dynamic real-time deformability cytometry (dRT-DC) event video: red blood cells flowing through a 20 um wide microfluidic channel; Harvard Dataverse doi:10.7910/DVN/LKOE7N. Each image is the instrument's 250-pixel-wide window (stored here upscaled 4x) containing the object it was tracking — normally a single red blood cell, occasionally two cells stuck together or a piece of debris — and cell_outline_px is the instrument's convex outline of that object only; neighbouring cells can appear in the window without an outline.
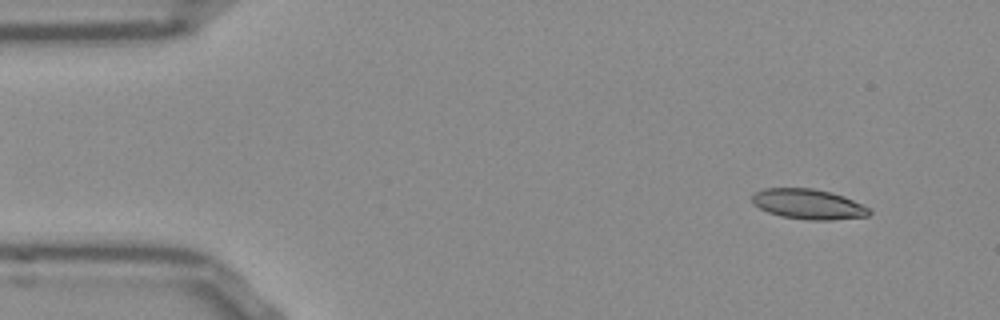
{"species": "Egyptian fruit bat (a non-hibernating species)", "species_latin": "Rousettus aegyptiacus", "temperature_condition": "room temperature", "stored_images_in_passage": 52, "camera_frame_rate_fps": 3000, "um_per_image_px": 0.085, "frame": {"image": 1, "passage_image": 4, "time_ms": 1.0, "image_size_px": [1000, 320], "cell_outline_px": [[872, 212], [868, 216], [832, 220], [808, 220], [780, 216], [768, 212], [752, 204], [752, 196], [756, 192], [764, 188], [812, 188], [832, 192], [844, 196], [872, 208]], "centroid_in_image_um": [68.74, 17.35], "position_along_channel_um": 16.3, "area_um2": 20.81}}
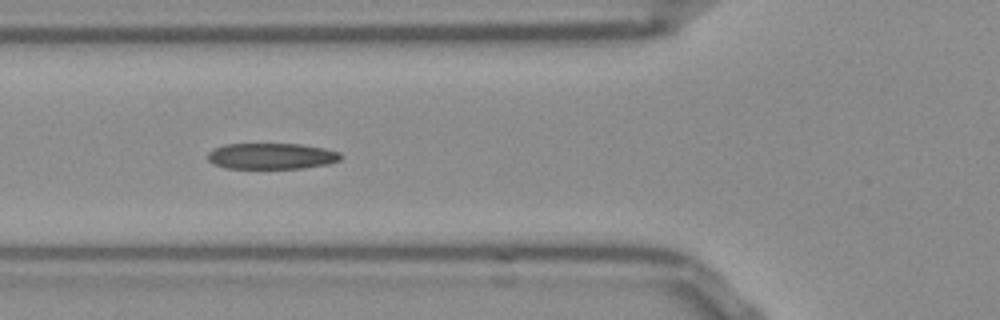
{"frame": {"image": 2, "passage_image": 18, "time_ms": 5.667, "image_size_px": [1000, 320], "cell_outline_px": [[344, 156], [340, 160], [328, 164], [304, 168], [228, 168], [216, 164], [208, 160], [208, 152], [212, 148], [224, 144], [300, 144], [324, 148], [340, 152]], "centroid_in_image_um": [23.11, 13.26], "position_along_channel_um": 102.7, "area_um2": 20.23}}
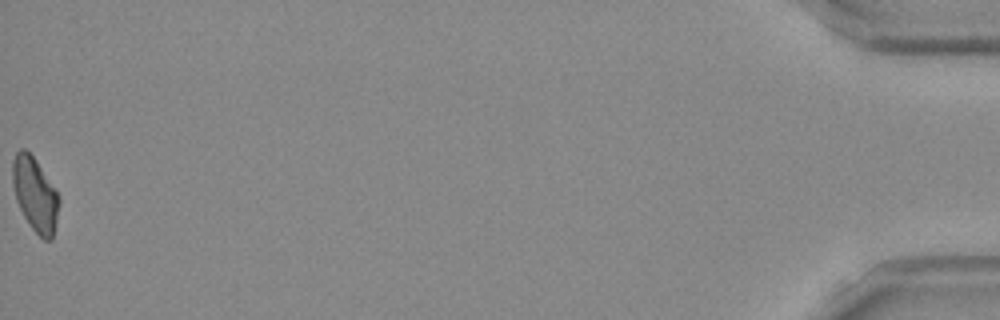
{"frame": {"image": 3, "passage_image": 52, "time_ms": 17.0, "image_size_px": [1000, 320], "cell_outline_px": [[60, 204], [56, 224], [52, 240], [44, 240], [28, 224], [16, 200], [12, 184], [12, 160], [16, 152], [20, 148], [24, 148], [36, 160], [56, 188], [60, 196]], "centroid_in_image_um": [2.99, 16.52], "position_along_channel_um": 432.2, "area_um2": 20.35}, "authors_computed_cell_mechanics": {"area_um2": 20.7213, "velocity_mm_per_s": 3.8511, "shape_relaxation_time_tau1_ms": null, "shape_relaxation_time_tau2_ms": 3.0879, "deformation_change_tau1": null, "deformation_change_tau2": 0.1125}}